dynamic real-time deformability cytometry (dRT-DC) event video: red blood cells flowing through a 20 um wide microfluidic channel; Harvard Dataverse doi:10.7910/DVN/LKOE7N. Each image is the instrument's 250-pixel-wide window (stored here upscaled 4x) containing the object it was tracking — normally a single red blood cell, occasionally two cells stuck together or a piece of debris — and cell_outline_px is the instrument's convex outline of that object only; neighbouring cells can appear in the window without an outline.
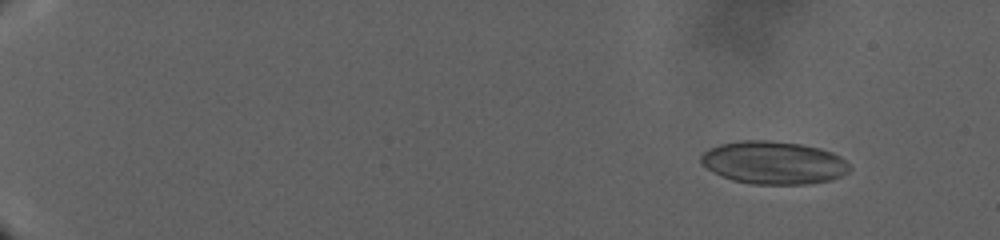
{"species": "human", "species_latin": "Homo sapiens", "temperature_condition": "warm", "stored_images_in_passage": 84, "camera_frame_rate_fps": 3000, "um_per_image_px": 0.085, "donor": {"sex": "male"}, "frame": {"image": 1, "passage_image": 16, "time_ms": 5.0, "image_size_px": [1000, 240], "cell_outline_px": [[852, 168], [848, 172], [832, 180], [808, 184], [752, 184], [732, 180], [712, 172], [700, 164], [700, 156], [708, 148], [720, 144], [740, 140], [768, 140], [800, 144], [820, 148], [832, 152], [840, 156]], "centroid_in_image_um": [65.73, 13.83], "position_along_channel_um": 19.3, "area_um2": 37.4}}
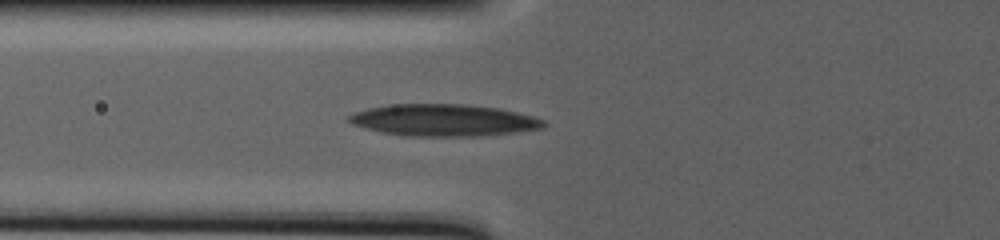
{"frame": {"image": 2, "passage_image": 56, "time_ms": 18.667, "image_size_px": [1000, 240], "cell_outline_px": [[548, 124], [544, 128], [516, 132], [480, 136], [400, 136], [380, 132], [352, 124], [348, 120], [348, 116], [356, 112], [368, 108], [388, 104], [468, 104], [500, 108], [532, 116], [544, 120]], "centroid_in_image_um": [37.72, 10.22], "position_along_channel_um": 88.1, "area_um2": 36.47}}
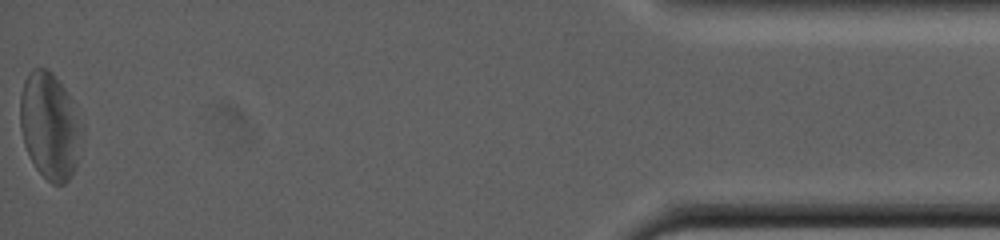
{"frame": {"image": 3, "passage_image": 84, "time_ms": 41.0, "image_size_px": [1000, 240], "cell_outline_px": [[84, 136], [76, 168], [68, 180], [64, 184], [52, 184], [36, 168], [24, 144], [20, 128], [20, 92], [24, 80], [28, 72], [32, 68], [48, 68], [52, 72], [64, 88], [84, 124]], "centroid_in_image_um": [4.26, 10.7], "position_along_channel_um": 430.9, "area_um2": 39.02}}